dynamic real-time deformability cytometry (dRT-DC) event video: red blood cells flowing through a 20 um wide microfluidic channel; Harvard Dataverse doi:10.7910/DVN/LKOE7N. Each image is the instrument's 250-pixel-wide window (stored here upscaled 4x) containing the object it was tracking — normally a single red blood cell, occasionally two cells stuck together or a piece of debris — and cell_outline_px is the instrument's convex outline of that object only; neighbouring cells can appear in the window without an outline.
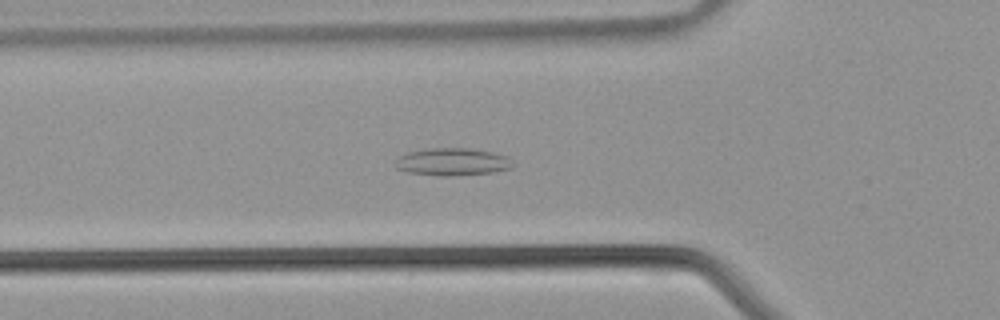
{"species": "common noctule bat (a hibernating species)", "species_latin": "Nyctalus noctula", "temperature_condition": "warm", "stored_images_in_passage": 42, "camera_frame_rate_fps": 3000, "um_per_image_px": 0.085, "animal": {"sex": "male", "body_mass_g": 21.5, "forearm_length_mm": 52.0}, "frame": {"image": 1, "passage_image": 14, "time_ms": 4.333, "image_size_px": [1000, 320], "cell_outline_px": [[516, 164], [512, 168], [492, 172], [452, 176], [436, 176], [408, 172], [396, 168], [396, 160], [400, 156], [408, 152], [428, 148], [468, 148], [492, 152], [508, 156]], "centroid_in_image_um": [38.49, 13.76], "position_along_channel_um": 87.3, "area_um2": 18.96}}
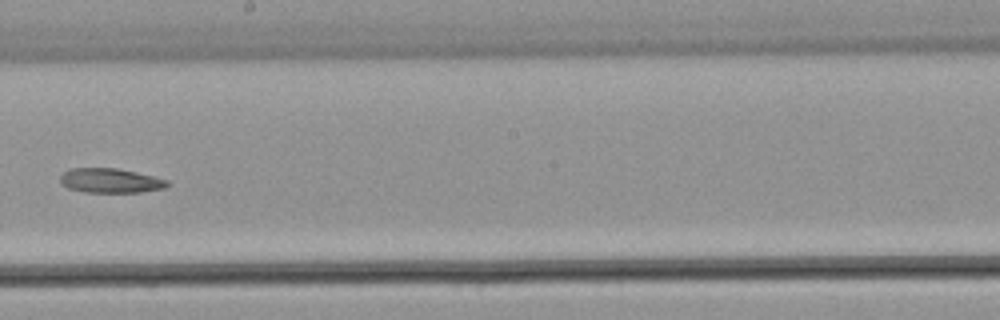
{"frame": {"image": 2, "passage_image": 23, "time_ms": 7.333, "image_size_px": [1000, 320], "cell_outline_px": [[168, 184], [164, 188], [140, 192], [84, 192], [68, 188], [60, 184], [60, 176], [64, 172], [72, 168], [116, 168], [136, 172], [168, 180]], "centroid_in_image_um": [9.34, 15.35], "position_along_channel_um": 238.9, "area_um2": 15.2}}
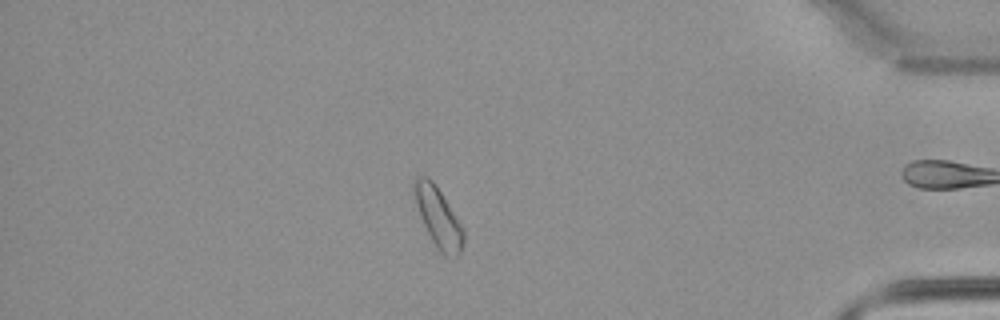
{"frame": {"image": 3, "passage_image": 35, "time_ms": 11.333, "image_size_px": [1000, 320], "cell_outline_px": [[464, 240], [460, 252], [456, 256], [444, 256], [436, 248], [424, 224], [416, 204], [412, 192], [412, 184], [416, 176], [424, 176], [432, 180], [436, 184], [464, 228]], "centroid_in_image_um": [37.25, 18.44], "position_along_channel_um": 398.0, "area_um2": 17.17}}